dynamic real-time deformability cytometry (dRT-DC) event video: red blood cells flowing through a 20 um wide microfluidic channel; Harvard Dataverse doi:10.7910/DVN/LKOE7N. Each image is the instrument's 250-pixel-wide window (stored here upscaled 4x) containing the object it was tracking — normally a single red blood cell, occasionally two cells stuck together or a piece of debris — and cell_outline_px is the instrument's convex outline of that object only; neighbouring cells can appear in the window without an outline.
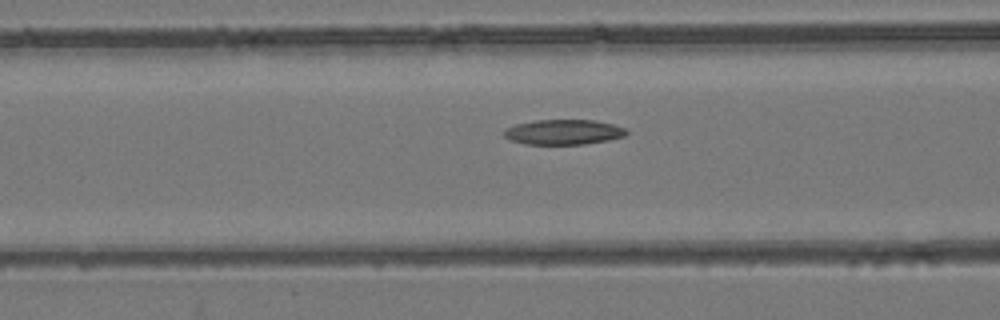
{"species": "common noctule bat (a hibernating species)", "species_latin": "Nyctalus noctula", "temperature_condition": "room temperature", "stored_images_in_passage": 29, "camera_frame_rate_fps": 3000, "um_per_image_px": 0.085, "animal": {"sex": "female", "body_mass_g": 24.6, "forearm_length_mm": 56.2}, "frame": {"image": 1, "passage_image": 17, "time_ms": 5.333, "image_size_px": [1000, 320], "cell_outline_px": [[628, 132], [624, 136], [608, 140], [584, 144], [524, 144], [512, 140], [504, 136], [504, 128], [516, 124], [536, 120], [592, 120], [612, 124], [628, 128]], "centroid_in_image_um": [47.91, 11.22], "position_along_channel_um": 118.7, "area_um2": 17.86}}
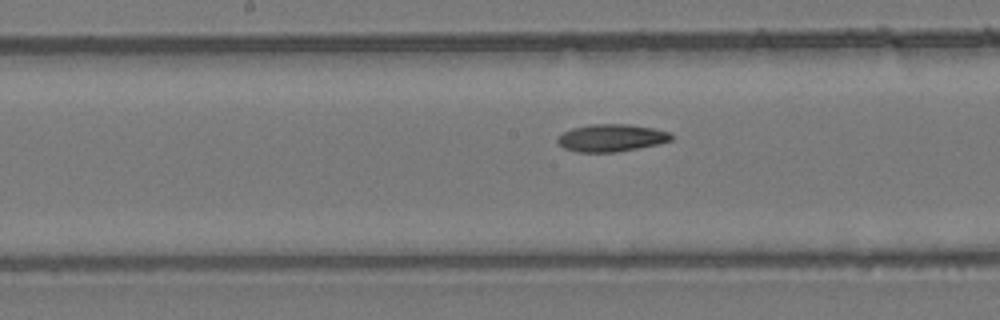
{"frame": {"image": 2, "passage_image": 23, "time_ms": 7.333, "image_size_px": [1000, 320], "cell_outline_px": [[672, 140], [640, 148], [616, 152], [576, 152], [564, 148], [556, 140], [564, 132], [572, 128], [592, 124], [628, 124], [652, 128], [668, 132], [672, 136]], "centroid_in_image_um": [51.95, 11.72], "position_along_channel_um": 196.2, "area_um2": 17.98}}
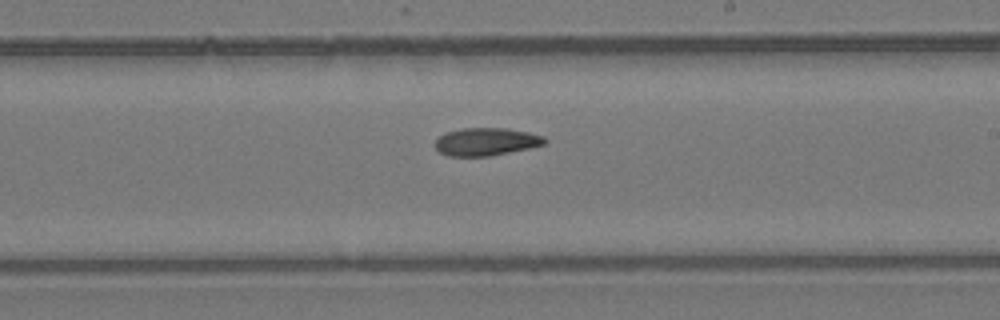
{"frame": {"image": 3, "passage_image": 27, "time_ms": 8.667, "image_size_px": [1000, 320], "cell_outline_px": [[548, 140], [544, 144], [528, 148], [488, 156], [448, 156], [440, 152], [436, 148], [436, 140], [440, 136], [448, 132], [460, 128], [508, 128], [528, 132], [544, 136]], "centroid_in_image_um": [41.33, 12.03], "position_along_channel_um": 247.7, "area_um2": 17.57}}